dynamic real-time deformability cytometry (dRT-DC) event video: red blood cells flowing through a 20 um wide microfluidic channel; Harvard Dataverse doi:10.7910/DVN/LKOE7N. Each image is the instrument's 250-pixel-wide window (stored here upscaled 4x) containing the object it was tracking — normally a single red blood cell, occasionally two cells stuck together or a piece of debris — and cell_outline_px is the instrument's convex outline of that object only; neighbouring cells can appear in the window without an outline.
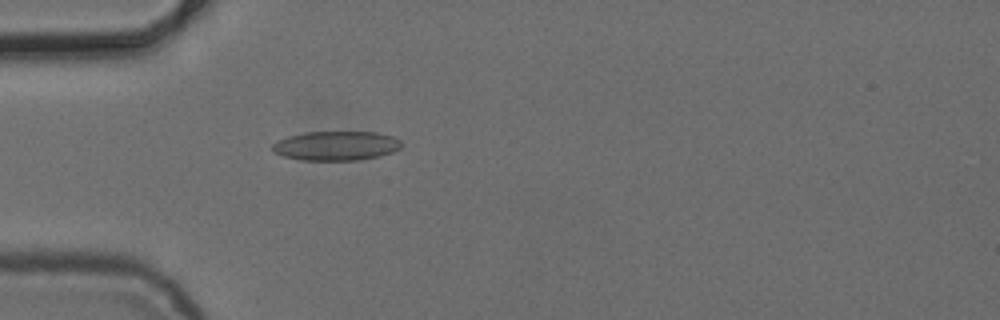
{"species": "common noctule bat (a hibernating species)", "species_latin": "Nyctalus noctula", "temperature_condition": "cold", "stored_images_in_passage": 4, "camera_frame_rate_fps": 3000, "um_per_image_px": 0.085, "animal": {"sex": "female", "body_mass_g": 24.6, "forearm_length_mm": 56.2}, "frame": {"image": 1, "passage_image": 4, "time_ms": 4.333, "image_size_px": [1000, 320], "cell_outline_px": [[404, 144], [400, 148], [392, 152], [360, 160], [300, 160], [284, 156], [272, 152], [272, 144], [276, 140], [288, 136], [304, 132], [376, 132], [392, 136], [400, 140]], "centroid_in_image_um": [28.54, 12.38], "position_along_channel_um": 56.5, "area_um2": 22.14}}